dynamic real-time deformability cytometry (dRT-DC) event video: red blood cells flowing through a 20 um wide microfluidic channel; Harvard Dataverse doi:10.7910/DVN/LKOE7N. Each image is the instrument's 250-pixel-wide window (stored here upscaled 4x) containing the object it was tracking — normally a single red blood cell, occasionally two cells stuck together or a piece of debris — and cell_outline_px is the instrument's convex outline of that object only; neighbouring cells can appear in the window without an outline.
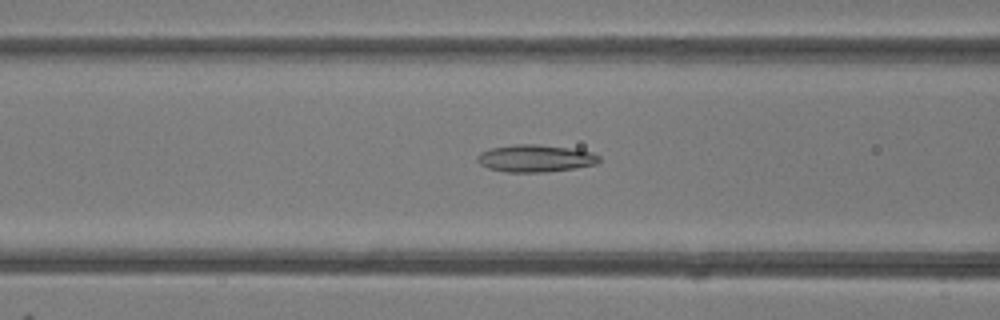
{"species": "common noctule bat (a hibernating species)", "species_latin": "Nyctalus noctula", "temperature_condition": "room temperature", "stored_images_in_passage": 43, "camera_frame_rate_fps": 3000, "um_per_image_px": 0.085, "animal": {"sex": "female"}, "frame": {"image": 1, "passage_image": 20, "time_ms": 6.333, "image_size_px": [1000, 320], "cell_outline_px": [[600, 160], [596, 164], [576, 168], [548, 172], [504, 172], [488, 168], [480, 164], [476, 160], [476, 156], [480, 152], [488, 148], [516, 144], [536, 144], [568, 148], [592, 152], [600, 156]], "centroid_in_image_um": [45.47, 13.46], "position_along_channel_um": 121.1, "area_um2": 19.54}}
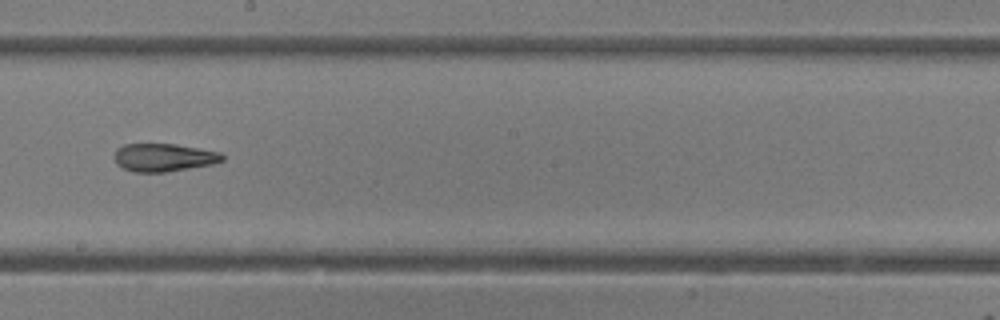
{"frame": {"image": 2, "passage_image": 28, "time_ms": 9.0, "image_size_px": [1000, 320], "cell_outline_px": [[224, 160], [212, 164], [164, 172], [132, 172], [116, 164], [116, 148], [124, 144], [176, 144], [220, 152], [224, 156]], "centroid_in_image_um": [13.92, 13.38], "position_along_channel_um": 234.3, "area_um2": 17.46}}
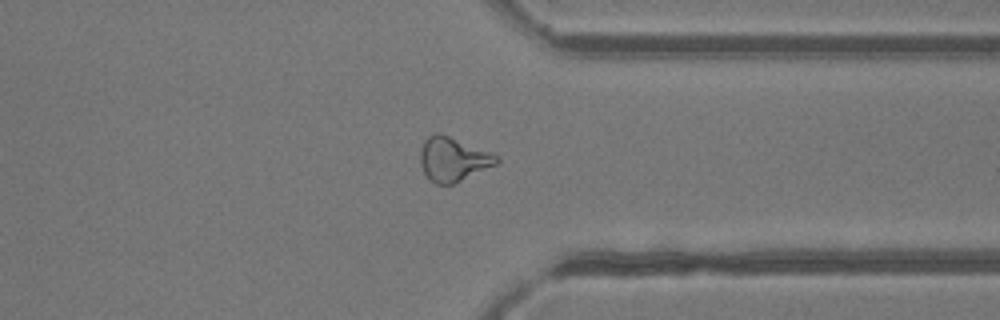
{"frame": {"image": 3, "passage_image": 38, "time_ms": 12.333, "image_size_px": [1000, 320], "cell_outline_px": [[500, 160], [496, 164], [452, 184], [436, 184], [428, 180], [420, 164], [420, 148], [424, 140], [428, 136], [436, 132], [440, 132], [492, 152], [500, 156]], "centroid_in_image_um": [38.49, 13.51], "position_along_channel_um": 372.9, "area_um2": 19.77}}